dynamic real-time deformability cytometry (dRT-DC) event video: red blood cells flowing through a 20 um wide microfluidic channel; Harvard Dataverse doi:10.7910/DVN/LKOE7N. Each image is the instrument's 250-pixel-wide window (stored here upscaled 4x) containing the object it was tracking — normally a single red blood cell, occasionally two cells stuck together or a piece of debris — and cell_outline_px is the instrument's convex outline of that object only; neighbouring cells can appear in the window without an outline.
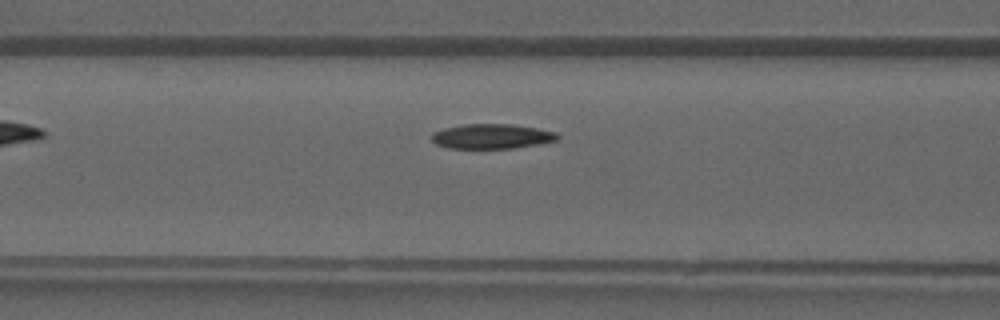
{"species": "common noctule bat (a hibernating species)", "species_latin": "Nyctalus noctula", "temperature_condition": "warm", "stored_images_in_passage": 32, "camera_frame_rate_fps": 3000, "um_per_image_px": 0.085, "animal": {"sex": "male", "forearm_length_mm": 52.5}, "frame": {"image": 1, "passage_image": 8, "time_ms": 2.333, "image_size_px": [1000, 320], "cell_outline_px": [[560, 136], [556, 140], [540, 144], [516, 148], [448, 148], [436, 144], [432, 140], [432, 132], [444, 128], [464, 124], [508, 124], [536, 128], [556, 132]], "centroid_in_image_um": [41.8, 11.59], "position_along_channel_um": 124.8, "area_um2": 18.15}}
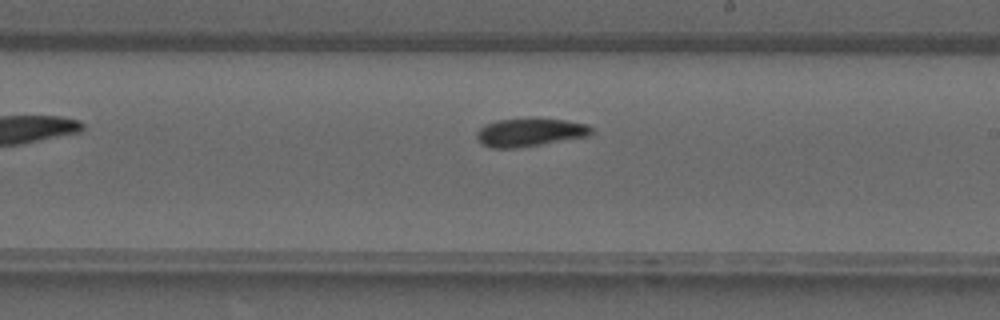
{"frame": {"image": 2, "passage_image": 15, "time_ms": 4.667, "image_size_px": [1000, 320], "cell_outline_px": [[596, 132], [592, 136], [516, 148], [492, 148], [484, 144], [476, 136], [476, 132], [484, 124], [496, 120], [528, 116], [532, 116], [564, 120], [588, 124]], "centroid_in_image_um": [45.1, 11.21], "position_along_channel_um": 243.9, "area_um2": 19.59}}
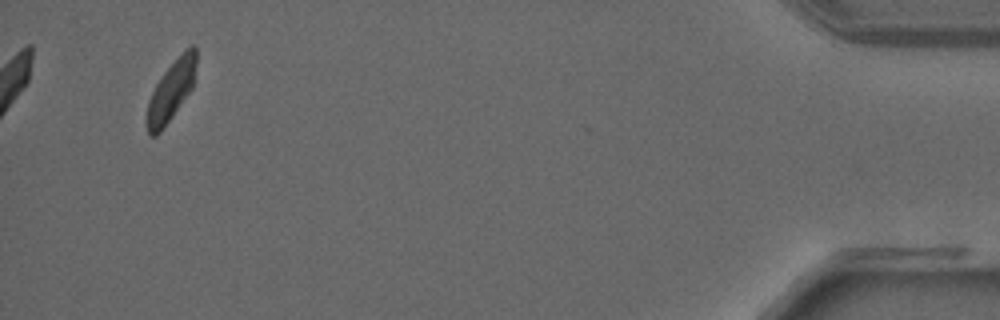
{"frame": {"image": 3, "passage_image": 30, "time_ms": 9.667, "image_size_px": [1000, 320], "cell_outline_px": [[196, 64], [192, 88], [172, 116], [160, 132], [156, 136], [148, 136], [144, 120], [148, 100], [156, 84], [164, 72], [192, 44], [196, 48]], "centroid_in_image_um": [14.49, 7.8], "position_along_channel_um": 420.7, "area_um2": 17.05}}